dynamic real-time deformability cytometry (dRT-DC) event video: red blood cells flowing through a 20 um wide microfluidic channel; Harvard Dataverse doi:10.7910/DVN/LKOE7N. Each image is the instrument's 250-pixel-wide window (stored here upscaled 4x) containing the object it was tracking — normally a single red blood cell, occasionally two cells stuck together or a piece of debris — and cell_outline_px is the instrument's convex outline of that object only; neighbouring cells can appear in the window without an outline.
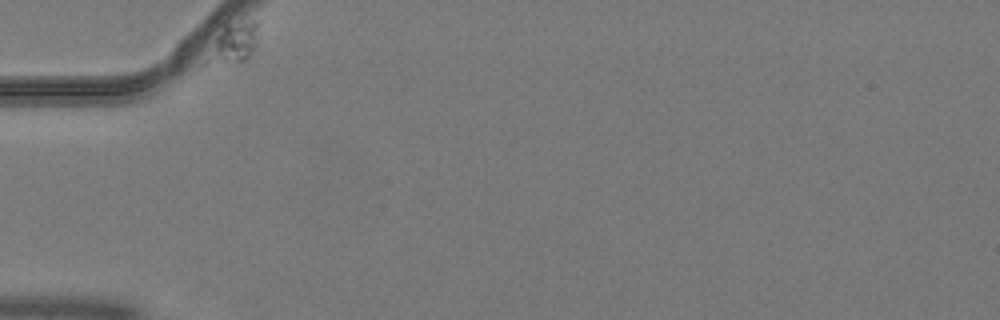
{"species": "common noctule bat (a hibernating species)", "species_latin": "Nyctalus noctula", "temperature_condition": "warm", "stored_images_in_passage": 45, "camera_frame_rate_fps": 3000, "um_per_image_px": 0.085, "animal": {"sex": "male", "body_mass_g": 19.2, "forearm_length_mm": 51.8}, "frame": {"image": 1, "passage_image": 1, "time_ms": 0.0, "image_size_px": [1000, 320], "cell_outline_px": [[260, 24], [256, 48], [252, 56], [244, 64], [212, 60], [216, 40], [224, 24], [252, 20], [260, 20]], "centroid_in_image_um": [20.14, 3.56], "position_along_channel_um": 64.9, "area_um2": 11.44}}
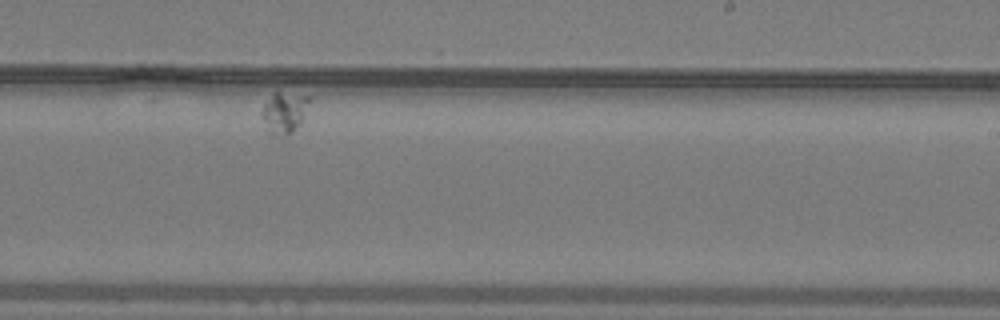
{"frame": {"image": 2, "passage_image": 32, "time_ms": 10.333, "image_size_px": [1000, 320], "cell_outline_px": [[312, 100], [300, 124], [292, 132], [268, 132], [264, 128], [264, 104], [272, 92], [280, 92], [312, 96]], "centroid_in_image_um": [24.23, 9.47], "position_along_channel_um": 264.8, "area_um2": 11.04}}
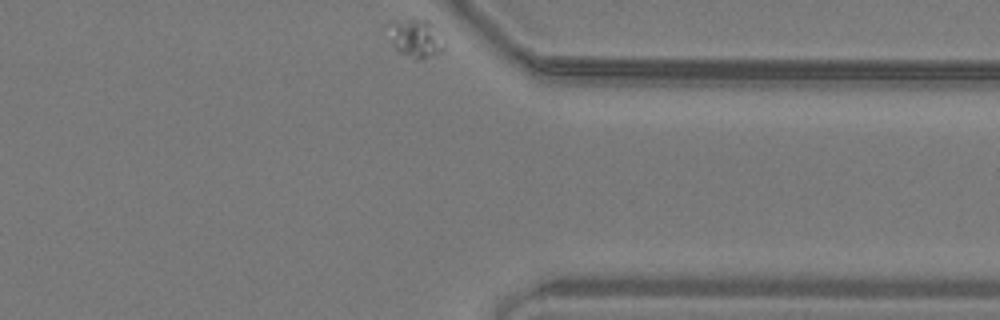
{"frame": {"image": 3, "passage_image": 45, "time_ms": 14.667, "image_size_px": [1000, 320], "cell_outline_px": [[444, 48], [440, 52], [432, 56], [420, 60], [412, 60], [400, 52], [392, 44], [384, 28], [384, 24], [408, 20], [428, 20], [440, 28], [444, 40]], "centroid_in_image_um": [35.34, 3.26], "position_along_channel_um": 376.1, "area_um2": 13.01}}